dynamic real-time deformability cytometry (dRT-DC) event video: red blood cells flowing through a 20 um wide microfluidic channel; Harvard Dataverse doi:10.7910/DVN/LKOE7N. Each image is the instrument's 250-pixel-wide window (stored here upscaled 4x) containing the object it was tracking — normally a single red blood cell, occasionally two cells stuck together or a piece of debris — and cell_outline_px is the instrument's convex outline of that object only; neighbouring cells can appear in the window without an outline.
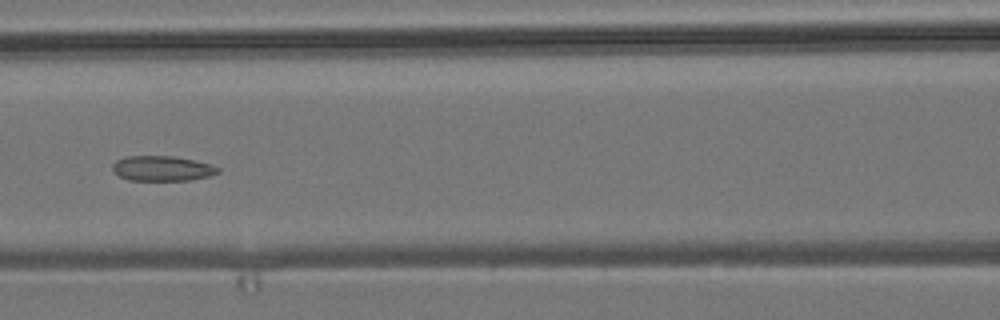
{"species": "common noctule bat (a hibernating species)", "species_latin": "Nyctalus noctula", "temperature_condition": "room temperature", "stored_images_in_passage": 28, "camera_frame_rate_fps": 3000, "um_per_image_px": 0.085, "animal": {"sex": "male", "body_mass_g": 19.2, "forearm_length_mm": 51.8}, "frame": {"image": 1, "passage_image": 23, "time_ms": 7.333, "image_size_px": [1000, 320], "cell_outline_px": [[220, 172], [208, 176], [188, 180], [128, 180], [120, 176], [112, 168], [112, 164], [116, 160], [124, 156], [172, 156], [192, 160], [208, 164], [220, 168]], "centroid_in_image_um": [13.75, 14.31], "position_along_channel_um": 152.8, "area_um2": 15.2}}
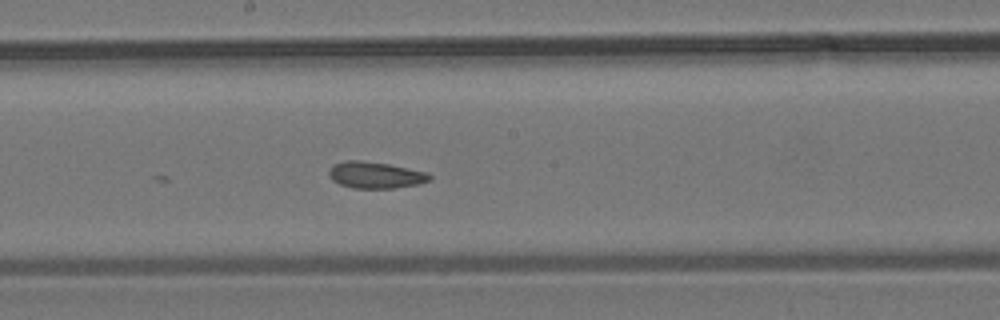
{"frame": {"image": 2, "passage_image": 28, "time_ms": 9.0, "image_size_px": [1000, 320], "cell_outline_px": [[432, 180], [416, 184], [396, 188], [352, 188], [340, 184], [332, 180], [328, 176], [328, 172], [332, 164], [344, 160], [360, 160], [388, 164], [428, 172], [432, 176]], "centroid_in_image_um": [31.89, 14.87], "position_along_channel_um": 216.3, "area_um2": 15.72}}